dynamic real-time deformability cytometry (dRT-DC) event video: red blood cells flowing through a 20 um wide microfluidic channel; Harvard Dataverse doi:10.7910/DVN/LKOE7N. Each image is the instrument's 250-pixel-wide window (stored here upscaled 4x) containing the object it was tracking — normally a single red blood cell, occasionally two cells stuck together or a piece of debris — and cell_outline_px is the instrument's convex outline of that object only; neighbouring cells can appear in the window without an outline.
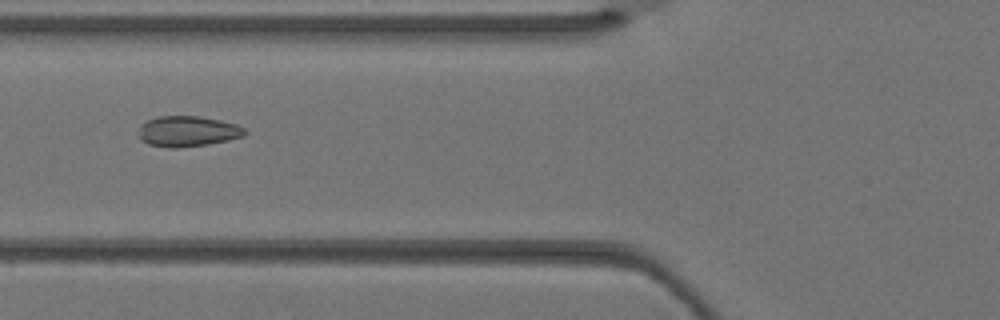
{"species": "Egyptian fruit bat (a non-hibernating species)", "species_latin": "Rousettus aegyptiacus", "temperature_condition": "warm", "stored_images_in_passage": 5, "camera_frame_rate_fps": 3000, "um_per_image_px": 0.085, "animal": {"sex": "female"}, "frame": {"image": 1, "passage_image": 5, "time_ms": 1.333, "image_size_px": [1000, 320], "cell_outline_px": [[248, 132], [244, 136], [228, 140], [208, 144], [176, 148], [168, 148], [148, 144], [140, 140], [136, 136], [136, 132], [140, 124], [156, 116], [200, 116], [220, 120], [236, 124], [244, 128]], "centroid_in_image_um": [15.89, 11.16], "position_along_channel_um": 109.9, "area_um2": 19.31}}